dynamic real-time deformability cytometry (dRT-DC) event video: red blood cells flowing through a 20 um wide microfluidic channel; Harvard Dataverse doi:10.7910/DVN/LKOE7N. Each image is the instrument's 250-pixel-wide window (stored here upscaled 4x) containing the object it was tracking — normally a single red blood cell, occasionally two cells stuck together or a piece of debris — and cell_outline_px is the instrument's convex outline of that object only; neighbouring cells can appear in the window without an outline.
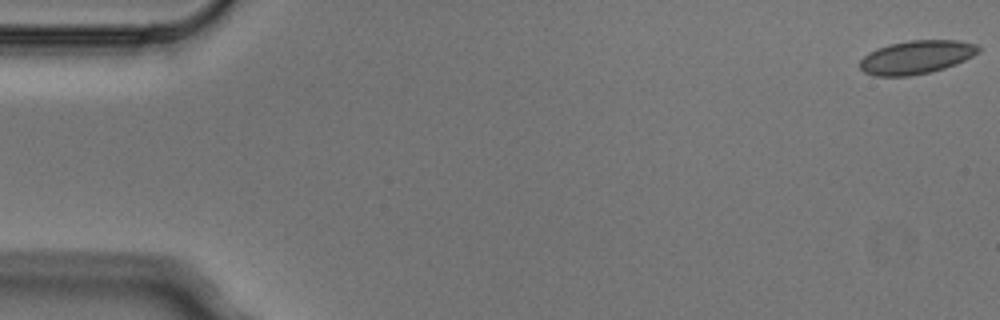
{"species": "Egyptian fruit bat (a non-hibernating species)", "species_latin": "Rousettus aegyptiacus", "temperature_condition": "cold", "stored_images_in_passage": 2, "segment_of_instrument_passage": [2, 2], "camera_frame_rate_fps": 3000, "um_per_image_px": 0.085, "animal": {"sex": "male"}, "frame": {"image": 1, "passage_image": 2, "time_ms": 0.333, "image_size_px": [1000, 320], "cell_outline_px": [[980, 52], [956, 64], [944, 68], [928, 72], [908, 76], [876, 76], [864, 72], [860, 68], [860, 60], [868, 52], [888, 44], [908, 40], [960, 40], [980, 44]], "centroid_in_image_um": [77.91, 4.84], "position_along_channel_um": 7.1, "area_um2": 23.24}}